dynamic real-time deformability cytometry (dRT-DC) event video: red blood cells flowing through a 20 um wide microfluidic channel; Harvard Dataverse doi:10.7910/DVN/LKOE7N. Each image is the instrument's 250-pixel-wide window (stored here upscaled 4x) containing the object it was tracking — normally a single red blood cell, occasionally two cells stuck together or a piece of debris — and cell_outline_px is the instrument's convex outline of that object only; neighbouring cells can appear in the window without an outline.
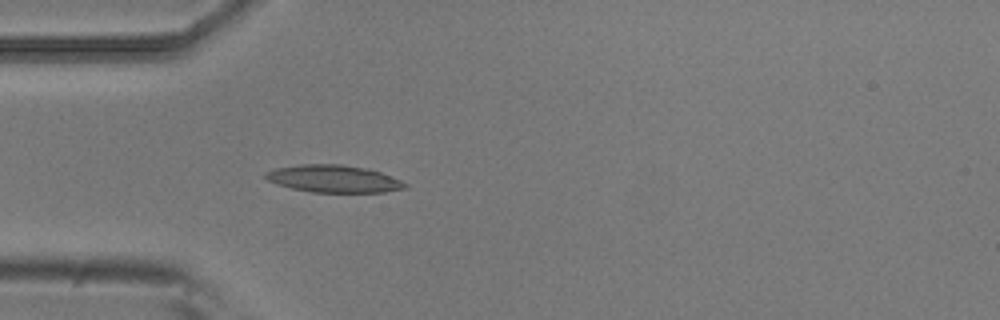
{"species": "common noctule bat (a hibernating species)", "species_latin": "Nyctalus noctula", "temperature_condition": "room temperature", "stored_images_in_passage": 5, "camera_frame_rate_fps": 3000, "um_per_image_px": 0.085, "animal": {"sex": "male", "body_mass_g": 20.5, "forearm_length_mm": 52.5}, "frame": {"image": 1, "passage_image": 5, "time_ms": 1.333, "image_size_px": [1000, 320], "cell_outline_px": [[408, 188], [384, 192], [312, 192], [292, 188], [276, 184], [268, 180], [264, 176], [264, 172], [276, 168], [300, 164], [340, 164], [364, 168], [380, 172], [400, 180], [408, 184]], "centroid_in_image_um": [28.35, 15.2], "position_along_channel_um": 56.7, "area_um2": 22.14}}